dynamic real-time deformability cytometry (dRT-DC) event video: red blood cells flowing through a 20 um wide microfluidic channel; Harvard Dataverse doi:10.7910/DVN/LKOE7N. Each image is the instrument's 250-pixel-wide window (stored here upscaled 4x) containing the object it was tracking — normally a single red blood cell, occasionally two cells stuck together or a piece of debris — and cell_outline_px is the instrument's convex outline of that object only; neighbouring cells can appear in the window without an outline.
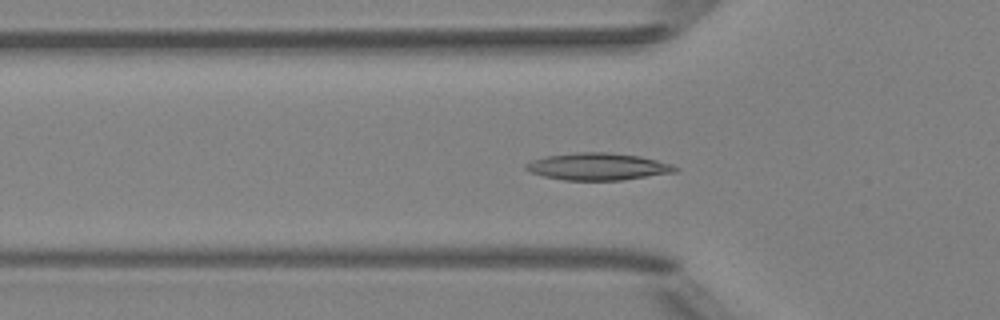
{"species": "Egyptian fruit bat (a non-hibernating species)", "species_latin": "Rousettus aegyptiacus", "temperature_condition": "room temperature", "stored_images_in_passage": 50, "camera_frame_rate_fps": 3000, "um_per_image_px": 0.085, "animal": {"sex": "female"}, "frame": {"image": 1, "passage_image": 16, "time_ms": 5.0, "image_size_px": [1000, 320], "cell_outline_px": [[680, 168], [676, 172], [620, 180], [564, 180], [544, 176], [532, 172], [524, 168], [524, 164], [532, 160], [548, 156], [576, 152], [608, 152], [640, 156], [672, 164]], "centroid_in_image_um": [50.83, 14.15], "position_along_channel_um": 75.0, "area_um2": 23.47}}
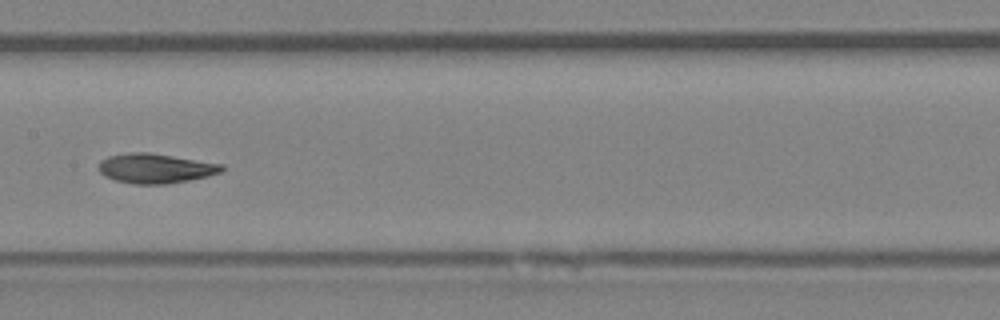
{"frame": {"image": 2, "passage_image": 25, "time_ms": 8.0, "image_size_px": [1000, 320], "cell_outline_px": [[224, 168], [220, 172], [208, 176], [188, 180], [164, 184], [136, 184], [116, 180], [104, 176], [100, 172], [100, 160], [108, 156], [132, 152], [148, 152], [224, 164]], "centroid_in_image_um": [13.22, 14.3], "position_along_channel_um": 194.2, "area_um2": 21.1}}
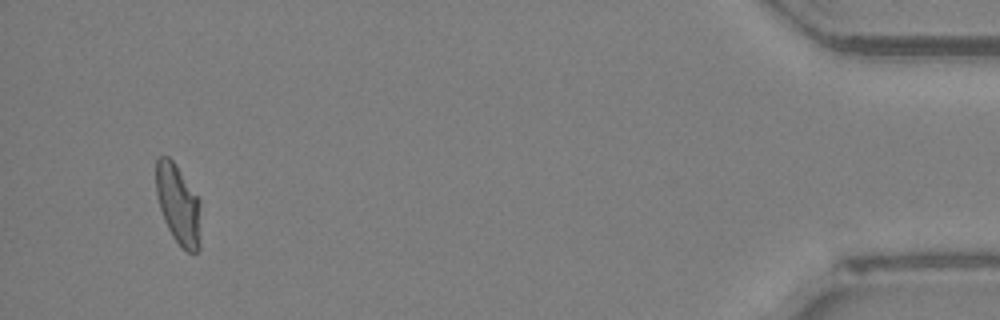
{"frame": {"image": 3, "passage_image": 48, "time_ms": 15.667, "image_size_px": [1000, 320], "cell_outline_px": [[200, 248], [196, 252], [188, 252], [172, 236], [164, 220], [160, 208], [156, 192], [156, 160], [160, 156], [168, 156], [176, 164], [200, 200]], "centroid_in_image_um": [15.16, 17.36], "position_along_channel_um": 420.0, "area_um2": 20.75}, "authors_computed_cell_mechanics": {"area_um2": 21.3571, "velocity_mm_per_s": 3.9792, "shape_relaxation_time_tau1_ms": 9.3117, "shape_relaxation_time_tau2_ms": 4.5923, "deformation_change_tau1": 0.2296, "deformation_change_tau2": 0.0994}}